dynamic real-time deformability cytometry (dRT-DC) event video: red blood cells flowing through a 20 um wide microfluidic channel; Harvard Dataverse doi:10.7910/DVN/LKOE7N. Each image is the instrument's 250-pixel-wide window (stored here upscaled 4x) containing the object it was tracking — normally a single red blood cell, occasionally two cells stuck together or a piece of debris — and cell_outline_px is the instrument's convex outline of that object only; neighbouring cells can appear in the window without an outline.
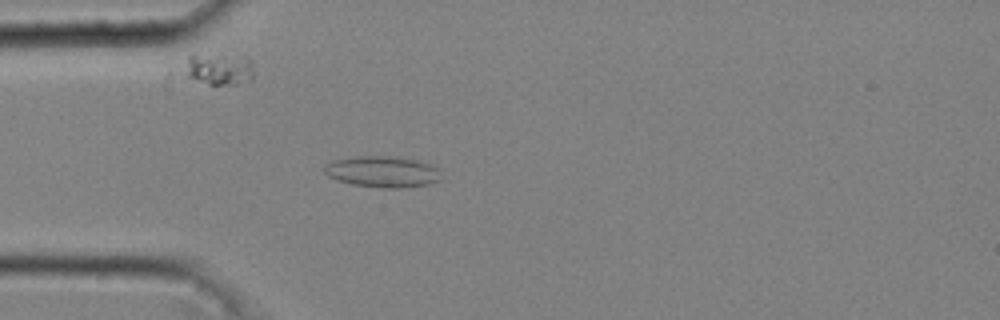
{"species": "common noctule bat (a hibernating species)", "species_latin": "Nyctalus noctula", "temperature_condition": "cold", "stored_images_in_passage": 47, "camera_frame_rate_fps": 3000, "um_per_image_px": 0.085, "animal": {"sex": "male", "body_mass_g": 20.4}, "frame": {"image": 1, "passage_image": 14, "time_ms": 4.333, "image_size_px": [1000, 320], "cell_outline_px": [[440, 180], [428, 184], [400, 188], [380, 188], [352, 184], [336, 180], [328, 176], [324, 172], [324, 164], [332, 160], [356, 156], [396, 156], [420, 160], [432, 164], [440, 168]], "centroid_in_image_um": [32.52, 14.58], "position_along_channel_um": 52.5, "area_um2": 21.68}}
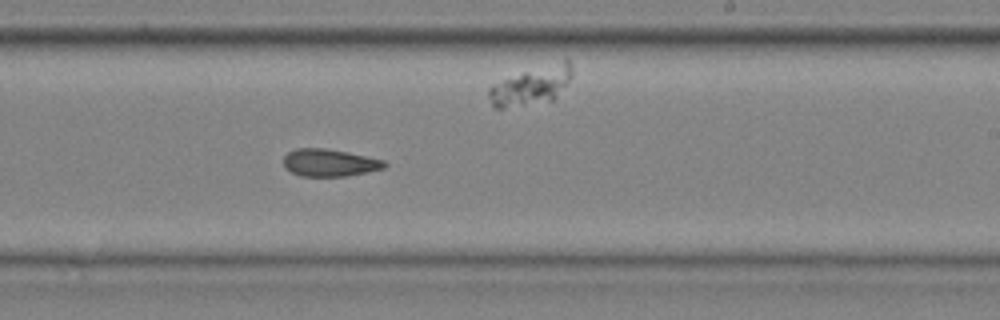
{"frame": {"image": 2, "passage_image": 30, "time_ms": 9.667, "image_size_px": [1000, 320], "cell_outline_px": [[388, 164], [384, 168], [368, 172], [344, 176], [300, 176], [284, 168], [284, 156], [288, 152], [296, 148], [324, 148], [348, 152], [384, 160]], "centroid_in_image_um": [28.0, 13.83], "position_along_channel_um": 261.0, "area_um2": 16.13}}
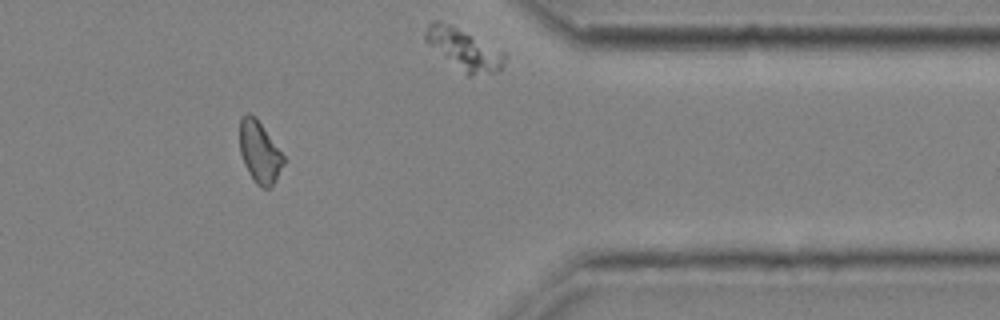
{"frame": {"image": 3, "passage_image": 41, "time_ms": 13.333, "image_size_px": [1000, 320], "cell_outline_px": [[284, 164], [276, 180], [268, 188], [264, 188], [256, 184], [248, 172], [244, 164], [240, 152], [240, 116], [248, 112], [256, 116], [284, 156]], "centroid_in_image_um": [22.05, 12.9], "position_along_channel_um": 389.4, "area_um2": 15.78}, "authors_computed_cell_mechanics": {"area_um2": 16.2996, "velocity_mm_per_s": 4.0486, "shape_relaxation_time_tau1_ms": null, "shape_relaxation_time_tau2_ms": 5.0069, "deformation_change_tau1": null, "deformation_change_tau2": 0.1269}}